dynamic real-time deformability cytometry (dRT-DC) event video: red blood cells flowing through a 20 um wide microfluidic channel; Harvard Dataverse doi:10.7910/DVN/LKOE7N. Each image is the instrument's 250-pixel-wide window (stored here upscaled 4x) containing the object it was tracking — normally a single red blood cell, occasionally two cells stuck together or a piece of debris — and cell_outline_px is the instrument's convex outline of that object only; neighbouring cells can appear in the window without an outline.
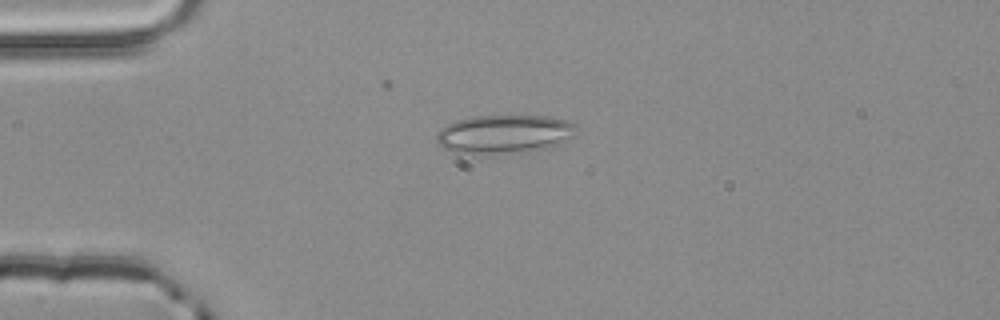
{"species": "common noctule bat (a hibernating species)", "species_latin": "Nyctalus noctula", "temperature_condition": "room temperature", "stored_images_in_passage": 1, "camera_frame_rate_fps": 3000, "um_per_image_px": 0.085, "animal": {"sex": "male", "body_mass_g": 20.4}, "frame": {"image": 1, "passage_image": 1, "time_ms": 0.0, "image_size_px": [1000, 320], "cell_outline_px": [[580, 128], [572, 136], [560, 144], [548, 148], [528, 152], [484, 156], [456, 152], [444, 148], [436, 140], [436, 136], [448, 124], [456, 120], [472, 116], [552, 116], [568, 120], [576, 124]], "centroid_in_image_um": [42.93, 11.42], "position_along_channel_um": 42.1, "area_um2": 32.19}}